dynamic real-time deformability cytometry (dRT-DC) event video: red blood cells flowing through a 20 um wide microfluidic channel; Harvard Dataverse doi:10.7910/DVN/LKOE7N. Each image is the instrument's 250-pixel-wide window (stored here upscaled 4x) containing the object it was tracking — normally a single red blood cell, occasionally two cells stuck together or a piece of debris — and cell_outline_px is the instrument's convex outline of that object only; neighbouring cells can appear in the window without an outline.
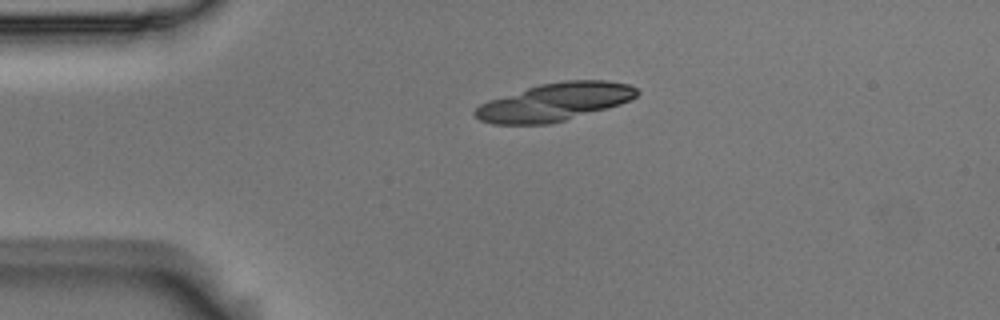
{"species": "Egyptian fruit bat (a non-hibernating species)", "species_latin": "Rousettus aegyptiacus", "temperature_condition": "room temperature", "stored_images_in_passage": 2, "camera_frame_rate_fps": 3000, "um_per_image_px": 0.085, "animal": {"sex": "male"}, "frame": {"image": 1, "passage_image": 1, "time_ms": 0.0, "image_size_px": [1000, 320], "cell_outline_px": [[640, 92], [636, 96], [620, 104], [564, 120], [548, 124], [492, 124], [480, 120], [472, 112], [480, 104], [488, 100], [540, 84], [564, 80], [608, 80], [628, 84], [636, 88]], "centroid_in_image_um": [47.12, 8.66], "position_along_channel_um": 37.9, "area_um2": 35.37}}